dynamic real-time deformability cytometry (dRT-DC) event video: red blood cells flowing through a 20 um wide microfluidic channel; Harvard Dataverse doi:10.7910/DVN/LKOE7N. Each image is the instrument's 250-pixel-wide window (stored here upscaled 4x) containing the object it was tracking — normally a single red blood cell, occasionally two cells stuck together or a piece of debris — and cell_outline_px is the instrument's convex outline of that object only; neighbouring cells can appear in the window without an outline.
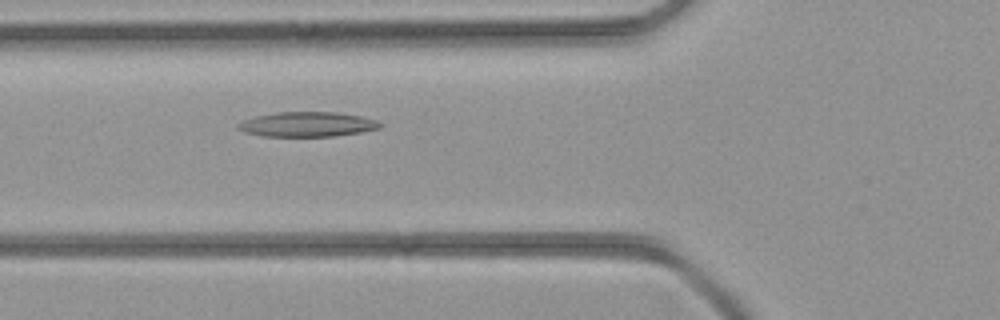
{"species": "common noctule bat (a hibernating species)", "species_latin": "Nyctalus noctula", "temperature_condition": "room temperature", "stored_images_in_passage": 28, "camera_frame_rate_fps": 3000, "um_per_image_px": 0.085, "animal": {"sex": "female", "body_mass_g": 21.9}, "frame": {"image": 1, "passage_image": 6, "time_ms": 1.667, "image_size_px": [1000, 320], "cell_outline_px": [[380, 128], [360, 132], [332, 136], [264, 136], [244, 132], [236, 128], [236, 124], [244, 120], [256, 116], [276, 112], [336, 112], [360, 116], [376, 120], [380, 124]], "centroid_in_image_um": [26.07, 10.56], "position_along_channel_um": 99.7, "area_um2": 20.35}}
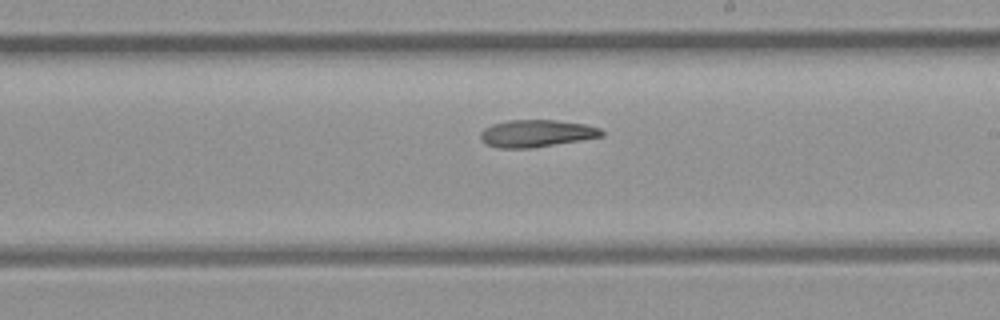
{"frame": {"image": 2, "passage_image": 15, "time_ms": 4.667, "image_size_px": [1000, 320], "cell_outline_px": [[604, 136], [532, 148], [496, 148], [484, 144], [480, 140], [480, 132], [484, 128], [492, 124], [508, 120], [556, 120], [584, 124], [600, 128], [604, 132]], "centroid_in_image_um": [45.55, 11.34], "position_along_channel_um": 243.4, "area_um2": 19.36}}
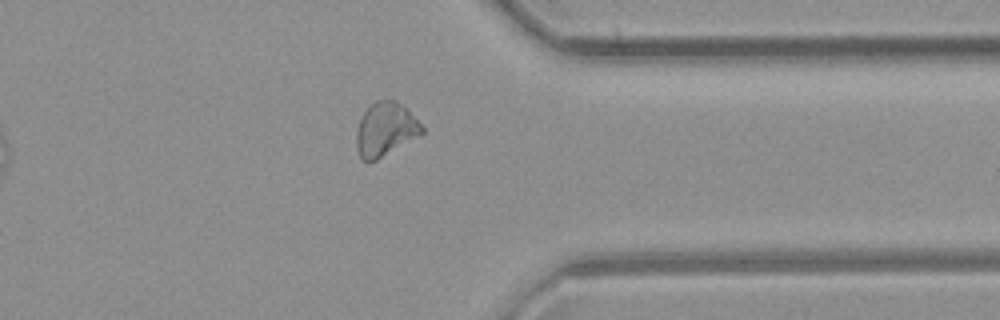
{"frame": {"image": 3, "passage_image": 24, "time_ms": 7.667, "image_size_px": [1000, 320], "cell_outline_px": [[424, 132], [376, 160], [360, 160], [356, 148], [356, 132], [360, 120], [364, 112], [376, 100], [396, 100], [424, 128]], "centroid_in_image_um": [32.71, 11.01], "position_along_channel_um": 378.7, "area_um2": 19.88}}